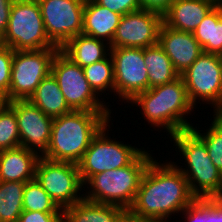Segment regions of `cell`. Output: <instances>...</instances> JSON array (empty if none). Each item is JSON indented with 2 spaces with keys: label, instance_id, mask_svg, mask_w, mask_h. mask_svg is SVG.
<instances>
[{
  "label": "cell",
  "instance_id": "cell-1",
  "mask_svg": "<svg viewBox=\"0 0 222 222\" xmlns=\"http://www.w3.org/2000/svg\"><path fill=\"white\" fill-rule=\"evenodd\" d=\"M175 162L159 164L154 159L147 166L133 205L127 213L136 219L168 222L167 218L181 213L196 197Z\"/></svg>",
  "mask_w": 222,
  "mask_h": 222
},
{
  "label": "cell",
  "instance_id": "cell-2",
  "mask_svg": "<svg viewBox=\"0 0 222 222\" xmlns=\"http://www.w3.org/2000/svg\"><path fill=\"white\" fill-rule=\"evenodd\" d=\"M111 112L72 110L53 118L47 152L51 161L78 163L92 138L110 121Z\"/></svg>",
  "mask_w": 222,
  "mask_h": 222
},
{
  "label": "cell",
  "instance_id": "cell-3",
  "mask_svg": "<svg viewBox=\"0 0 222 222\" xmlns=\"http://www.w3.org/2000/svg\"><path fill=\"white\" fill-rule=\"evenodd\" d=\"M130 103L141 106L145 120L154 127L165 128L170 136L192 127L184 115L190 114L194 105L181 76L137 94Z\"/></svg>",
  "mask_w": 222,
  "mask_h": 222
},
{
  "label": "cell",
  "instance_id": "cell-4",
  "mask_svg": "<svg viewBox=\"0 0 222 222\" xmlns=\"http://www.w3.org/2000/svg\"><path fill=\"white\" fill-rule=\"evenodd\" d=\"M143 150L129 165L93 175L86 183L90 191L84 199L119 206L128 211L134 203L141 178L152 160ZM88 193V194H87Z\"/></svg>",
  "mask_w": 222,
  "mask_h": 222
},
{
  "label": "cell",
  "instance_id": "cell-5",
  "mask_svg": "<svg viewBox=\"0 0 222 222\" xmlns=\"http://www.w3.org/2000/svg\"><path fill=\"white\" fill-rule=\"evenodd\" d=\"M170 137L187 163V169L177 167L187 179L192 194L201 199L222 197V173L210 159L205 143L191 129Z\"/></svg>",
  "mask_w": 222,
  "mask_h": 222
},
{
  "label": "cell",
  "instance_id": "cell-6",
  "mask_svg": "<svg viewBox=\"0 0 222 222\" xmlns=\"http://www.w3.org/2000/svg\"><path fill=\"white\" fill-rule=\"evenodd\" d=\"M0 44L14 51L58 48L46 34L37 0H14Z\"/></svg>",
  "mask_w": 222,
  "mask_h": 222
},
{
  "label": "cell",
  "instance_id": "cell-7",
  "mask_svg": "<svg viewBox=\"0 0 222 222\" xmlns=\"http://www.w3.org/2000/svg\"><path fill=\"white\" fill-rule=\"evenodd\" d=\"M108 123L92 138L89 147L77 163L83 185L93 176L106 170L129 165L143 150L121 141L111 140L106 131Z\"/></svg>",
  "mask_w": 222,
  "mask_h": 222
},
{
  "label": "cell",
  "instance_id": "cell-8",
  "mask_svg": "<svg viewBox=\"0 0 222 222\" xmlns=\"http://www.w3.org/2000/svg\"><path fill=\"white\" fill-rule=\"evenodd\" d=\"M51 74L72 110L111 112L90 87L83 68L74 63L60 49L52 60Z\"/></svg>",
  "mask_w": 222,
  "mask_h": 222
},
{
  "label": "cell",
  "instance_id": "cell-9",
  "mask_svg": "<svg viewBox=\"0 0 222 222\" xmlns=\"http://www.w3.org/2000/svg\"><path fill=\"white\" fill-rule=\"evenodd\" d=\"M59 48L14 51L9 102L28 100L41 81L51 73L52 60Z\"/></svg>",
  "mask_w": 222,
  "mask_h": 222
},
{
  "label": "cell",
  "instance_id": "cell-10",
  "mask_svg": "<svg viewBox=\"0 0 222 222\" xmlns=\"http://www.w3.org/2000/svg\"><path fill=\"white\" fill-rule=\"evenodd\" d=\"M35 178L60 209L72 206L84 198L79 192L84 185L76 163L40 157Z\"/></svg>",
  "mask_w": 222,
  "mask_h": 222
},
{
  "label": "cell",
  "instance_id": "cell-11",
  "mask_svg": "<svg viewBox=\"0 0 222 222\" xmlns=\"http://www.w3.org/2000/svg\"><path fill=\"white\" fill-rule=\"evenodd\" d=\"M180 76L194 106L202 100L213 105L214 114L222 111V60L217 54L203 52Z\"/></svg>",
  "mask_w": 222,
  "mask_h": 222
},
{
  "label": "cell",
  "instance_id": "cell-12",
  "mask_svg": "<svg viewBox=\"0 0 222 222\" xmlns=\"http://www.w3.org/2000/svg\"><path fill=\"white\" fill-rule=\"evenodd\" d=\"M49 40L61 49L82 34L85 0H37Z\"/></svg>",
  "mask_w": 222,
  "mask_h": 222
},
{
  "label": "cell",
  "instance_id": "cell-13",
  "mask_svg": "<svg viewBox=\"0 0 222 222\" xmlns=\"http://www.w3.org/2000/svg\"><path fill=\"white\" fill-rule=\"evenodd\" d=\"M114 64V94L131 101L137 94L148 90V70L143 48H110Z\"/></svg>",
  "mask_w": 222,
  "mask_h": 222
},
{
  "label": "cell",
  "instance_id": "cell-14",
  "mask_svg": "<svg viewBox=\"0 0 222 222\" xmlns=\"http://www.w3.org/2000/svg\"><path fill=\"white\" fill-rule=\"evenodd\" d=\"M163 16L140 9L123 15L116 29L111 48H146L158 43Z\"/></svg>",
  "mask_w": 222,
  "mask_h": 222
},
{
  "label": "cell",
  "instance_id": "cell-15",
  "mask_svg": "<svg viewBox=\"0 0 222 222\" xmlns=\"http://www.w3.org/2000/svg\"><path fill=\"white\" fill-rule=\"evenodd\" d=\"M8 105L16 114L21 146L42 157L48 150L53 118L29 100H14Z\"/></svg>",
  "mask_w": 222,
  "mask_h": 222
},
{
  "label": "cell",
  "instance_id": "cell-16",
  "mask_svg": "<svg viewBox=\"0 0 222 222\" xmlns=\"http://www.w3.org/2000/svg\"><path fill=\"white\" fill-rule=\"evenodd\" d=\"M158 44L170 58L175 71L183 74L203 53L192 32L178 31L161 25Z\"/></svg>",
  "mask_w": 222,
  "mask_h": 222
},
{
  "label": "cell",
  "instance_id": "cell-17",
  "mask_svg": "<svg viewBox=\"0 0 222 222\" xmlns=\"http://www.w3.org/2000/svg\"><path fill=\"white\" fill-rule=\"evenodd\" d=\"M218 0H174L163 15V23L175 30L194 32Z\"/></svg>",
  "mask_w": 222,
  "mask_h": 222
},
{
  "label": "cell",
  "instance_id": "cell-18",
  "mask_svg": "<svg viewBox=\"0 0 222 222\" xmlns=\"http://www.w3.org/2000/svg\"><path fill=\"white\" fill-rule=\"evenodd\" d=\"M40 157L23 146L0 151V181L33 180Z\"/></svg>",
  "mask_w": 222,
  "mask_h": 222
},
{
  "label": "cell",
  "instance_id": "cell-19",
  "mask_svg": "<svg viewBox=\"0 0 222 222\" xmlns=\"http://www.w3.org/2000/svg\"><path fill=\"white\" fill-rule=\"evenodd\" d=\"M121 17L122 15L97 4L94 0H85L82 34L110 44Z\"/></svg>",
  "mask_w": 222,
  "mask_h": 222
},
{
  "label": "cell",
  "instance_id": "cell-20",
  "mask_svg": "<svg viewBox=\"0 0 222 222\" xmlns=\"http://www.w3.org/2000/svg\"><path fill=\"white\" fill-rule=\"evenodd\" d=\"M105 43L104 40L79 34L71 38L60 50L74 63L84 68L110 55L108 51L111 47L108 42Z\"/></svg>",
  "mask_w": 222,
  "mask_h": 222
},
{
  "label": "cell",
  "instance_id": "cell-21",
  "mask_svg": "<svg viewBox=\"0 0 222 222\" xmlns=\"http://www.w3.org/2000/svg\"><path fill=\"white\" fill-rule=\"evenodd\" d=\"M127 211L119 206L82 199L64 209V222H119Z\"/></svg>",
  "mask_w": 222,
  "mask_h": 222
},
{
  "label": "cell",
  "instance_id": "cell-22",
  "mask_svg": "<svg viewBox=\"0 0 222 222\" xmlns=\"http://www.w3.org/2000/svg\"><path fill=\"white\" fill-rule=\"evenodd\" d=\"M28 100L51 118H57L72 111L51 73L41 81Z\"/></svg>",
  "mask_w": 222,
  "mask_h": 222
},
{
  "label": "cell",
  "instance_id": "cell-23",
  "mask_svg": "<svg viewBox=\"0 0 222 222\" xmlns=\"http://www.w3.org/2000/svg\"><path fill=\"white\" fill-rule=\"evenodd\" d=\"M143 56L148 70V89L170 83L180 76L158 43L143 48Z\"/></svg>",
  "mask_w": 222,
  "mask_h": 222
},
{
  "label": "cell",
  "instance_id": "cell-24",
  "mask_svg": "<svg viewBox=\"0 0 222 222\" xmlns=\"http://www.w3.org/2000/svg\"><path fill=\"white\" fill-rule=\"evenodd\" d=\"M203 52L219 54L222 50V2H219L194 30Z\"/></svg>",
  "mask_w": 222,
  "mask_h": 222
},
{
  "label": "cell",
  "instance_id": "cell-25",
  "mask_svg": "<svg viewBox=\"0 0 222 222\" xmlns=\"http://www.w3.org/2000/svg\"><path fill=\"white\" fill-rule=\"evenodd\" d=\"M26 182L0 181V222H18Z\"/></svg>",
  "mask_w": 222,
  "mask_h": 222
},
{
  "label": "cell",
  "instance_id": "cell-26",
  "mask_svg": "<svg viewBox=\"0 0 222 222\" xmlns=\"http://www.w3.org/2000/svg\"><path fill=\"white\" fill-rule=\"evenodd\" d=\"M90 87L99 96L100 92H114V64L111 55L83 68ZM109 89V90H108Z\"/></svg>",
  "mask_w": 222,
  "mask_h": 222
},
{
  "label": "cell",
  "instance_id": "cell-27",
  "mask_svg": "<svg viewBox=\"0 0 222 222\" xmlns=\"http://www.w3.org/2000/svg\"><path fill=\"white\" fill-rule=\"evenodd\" d=\"M182 213L187 222H222V197L196 198Z\"/></svg>",
  "mask_w": 222,
  "mask_h": 222
},
{
  "label": "cell",
  "instance_id": "cell-28",
  "mask_svg": "<svg viewBox=\"0 0 222 222\" xmlns=\"http://www.w3.org/2000/svg\"><path fill=\"white\" fill-rule=\"evenodd\" d=\"M23 210L40 212H58L60 208L34 178L25 183Z\"/></svg>",
  "mask_w": 222,
  "mask_h": 222
},
{
  "label": "cell",
  "instance_id": "cell-29",
  "mask_svg": "<svg viewBox=\"0 0 222 222\" xmlns=\"http://www.w3.org/2000/svg\"><path fill=\"white\" fill-rule=\"evenodd\" d=\"M213 118L212 126L206 133H200L193 126L191 130L205 143L210 159L222 173V117L214 114Z\"/></svg>",
  "mask_w": 222,
  "mask_h": 222
},
{
  "label": "cell",
  "instance_id": "cell-30",
  "mask_svg": "<svg viewBox=\"0 0 222 222\" xmlns=\"http://www.w3.org/2000/svg\"><path fill=\"white\" fill-rule=\"evenodd\" d=\"M21 146L15 111L5 106L0 111V151Z\"/></svg>",
  "mask_w": 222,
  "mask_h": 222
},
{
  "label": "cell",
  "instance_id": "cell-31",
  "mask_svg": "<svg viewBox=\"0 0 222 222\" xmlns=\"http://www.w3.org/2000/svg\"><path fill=\"white\" fill-rule=\"evenodd\" d=\"M13 54L12 48L0 44V92L6 95L8 102Z\"/></svg>",
  "mask_w": 222,
  "mask_h": 222
},
{
  "label": "cell",
  "instance_id": "cell-32",
  "mask_svg": "<svg viewBox=\"0 0 222 222\" xmlns=\"http://www.w3.org/2000/svg\"><path fill=\"white\" fill-rule=\"evenodd\" d=\"M18 222H64V209H60L58 212L23 210Z\"/></svg>",
  "mask_w": 222,
  "mask_h": 222
},
{
  "label": "cell",
  "instance_id": "cell-33",
  "mask_svg": "<svg viewBox=\"0 0 222 222\" xmlns=\"http://www.w3.org/2000/svg\"><path fill=\"white\" fill-rule=\"evenodd\" d=\"M97 4L108 8L112 12L125 15L141 9L139 0H94Z\"/></svg>",
  "mask_w": 222,
  "mask_h": 222
},
{
  "label": "cell",
  "instance_id": "cell-34",
  "mask_svg": "<svg viewBox=\"0 0 222 222\" xmlns=\"http://www.w3.org/2000/svg\"><path fill=\"white\" fill-rule=\"evenodd\" d=\"M174 0H139L141 9L153 11L164 15L170 8Z\"/></svg>",
  "mask_w": 222,
  "mask_h": 222
},
{
  "label": "cell",
  "instance_id": "cell-35",
  "mask_svg": "<svg viewBox=\"0 0 222 222\" xmlns=\"http://www.w3.org/2000/svg\"><path fill=\"white\" fill-rule=\"evenodd\" d=\"M14 0H0V38L5 34Z\"/></svg>",
  "mask_w": 222,
  "mask_h": 222
},
{
  "label": "cell",
  "instance_id": "cell-36",
  "mask_svg": "<svg viewBox=\"0 0 222 222\" xmlns=\"http://www.w3.org/2000/svg\"><path fill=\"white\" fill-rule=\"evenodd\" d=\"M119 222H151V221L136 219L127 213Z\"/></svg>",
  "mask_w": 222,
  "mask_h": 222
},
{
  "label": "cell",
  "instance_id": "cell-37",
  "mask_svg": "<svg viewBox=\"0 0 222 222\" xmlns=\"http://www.w3.org/2000/svg\"><path fill=\"white\" fill-rule=\"evenodd\" d=\"M8 105V100L5 94L0 92V111Z\"/></svg>",
  "mask_w": 222,
  "mask_h": 222
},
{
  "label": "cell",
  "instance_id": "cell-38",
  "mask_svg": "<svg viewBox=\"0 0 222 222\" xmlns=\"http://www.w3.org/2000/svg\"><path fill=\"white\" fill-rule=\"evenodd\" d=\"M219 58L222 60V50L221 52L218 54Z\"/></svg>",
  "mask_w": 222,
  "mask_h": 222
}]
</instances>
